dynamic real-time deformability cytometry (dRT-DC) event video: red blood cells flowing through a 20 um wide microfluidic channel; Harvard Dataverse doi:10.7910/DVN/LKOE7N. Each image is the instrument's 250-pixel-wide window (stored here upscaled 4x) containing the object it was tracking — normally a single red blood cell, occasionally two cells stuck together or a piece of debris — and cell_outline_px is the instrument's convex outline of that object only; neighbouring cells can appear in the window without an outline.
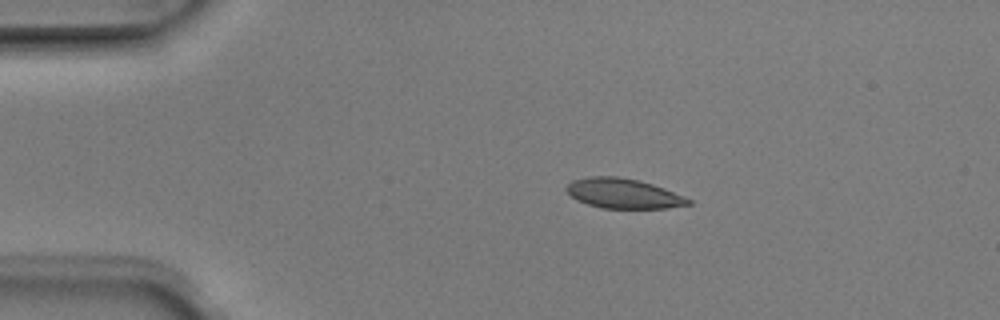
{"species": "Egyptian fruit bat (a non-hibernating species)", "species_latin": "Rousettus aegyptiacus", "temperature_condition": "room temperature", "stored_images_in_passage": 4, "camera_frame_rate_fps": 3000, "um_per_image_px": 0.085, "animal": {"sex": "male"}, "frame": {"image": 1, "passage_image": 3, "time_ms": 0.667, "image_size_px": [1000, 320], "cell_outline_px": [[692, 204], [668, 208], [600, 208], [576, 200], [564, 188], [572, 180], [588, 176], [616, 176], [640, 180], [664, 188], [692, 200]], "centroid_in_image_um": [52.97, 16.44], "position_along_channel_um": 32.0, "area_um2": 21.27}}
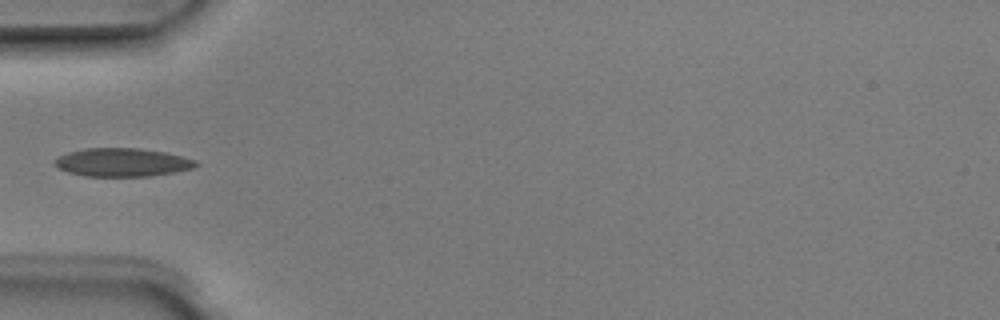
{"frame": {"image": 2, "passage_image": 4, "time_ms": 1.0, "image_size_px": [1000, 320], "cell_outline_px": [[200, 164], [192, 168], [176, 172], [148, 176], [84, 176], [68, 172], [52, 164], [52, 160], [68, 152], [84, 148], [140, 148], [164, 152], [196, 160]], "centroid_in_image_um": [10.37, 13.8], "position_along_channel_um": 74.6, "area_um2": 23.35}}